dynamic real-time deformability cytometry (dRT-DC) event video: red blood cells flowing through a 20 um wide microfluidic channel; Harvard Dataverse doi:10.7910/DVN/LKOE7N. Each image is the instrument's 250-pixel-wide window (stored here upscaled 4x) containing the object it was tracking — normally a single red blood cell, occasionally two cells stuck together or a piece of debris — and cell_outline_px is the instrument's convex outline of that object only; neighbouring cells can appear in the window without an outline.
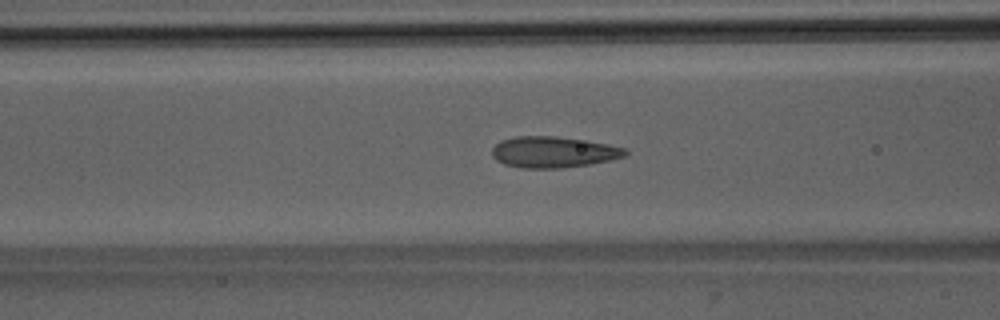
{"species": "Egyptian fruit bat (a non-hibernating species)", "species_latin": "Rousettus aegyptiacus", "temperature_condition": "room temperature", "stored_images_in_passage": 47, "camera_frame_rate_fps": 3000, "um_per_image_px": 0.085, "animal": {"sex": "male"}, "frame": {"image": 1, "passage_image": 20, "time_ms": 6.333, "image_size_px": [1000, 320], "cell_outline_px": [[628, 152], [624, 156], [608, 160], [588, 164], [564, 168], [524, 168], [504, 164], [496, 160], [492, 156], [492, 148], [500, 140], [516, 136], [556, 136], [588, 140], [608, 144], [624, 148]], "centroid_in_image_um": [47.0, 12.92], "position_along_channel_um": 119.6, "area_um2": 24.16}}
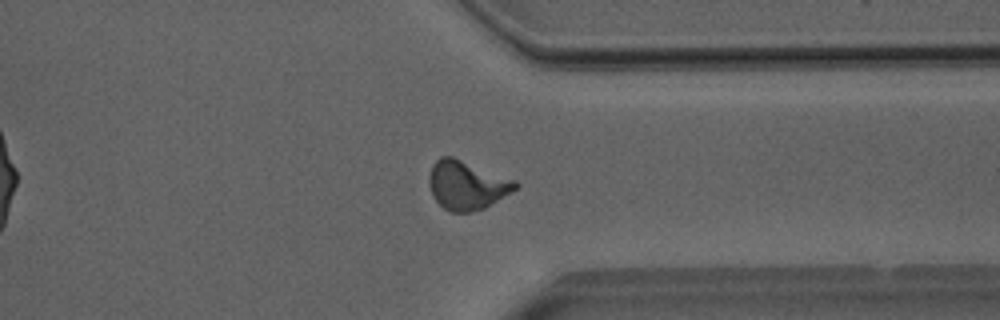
{"frame": {"image": 2, "passage_image": 39, "time_ms": 12.667, "image_size_px": [1000, 320], "cell_outline_px": [[520, 184], [512, 192], [484, 208], [468, 212], [448, 212], [432, 196], [428, 180], [432, 164], [440, 156], [452, 156], [516, 180]], "centroid_in_image_um": [39.67, 15.73], "position_along_channel_um": 371.7, "area_um2": 24.57}}
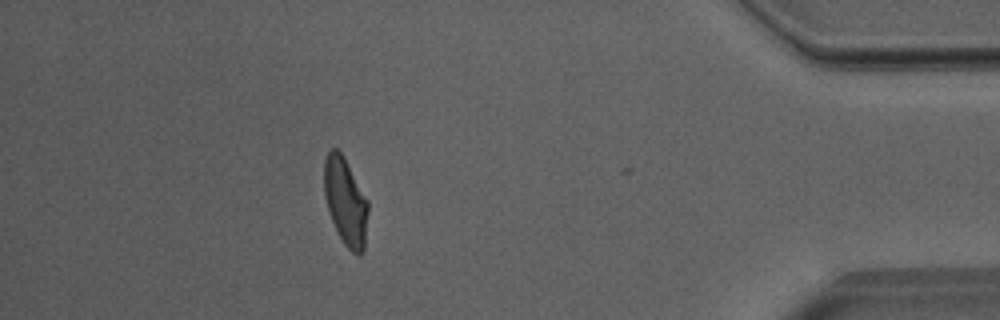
{"frame": {"image": 3, "passage_image": 45, "time_ms": 14.667, "image_size_px": [1000, 320], "cell_outline_px": [[368, 212], [364, 252], [360, 256], [352, 252], [344, 244], [328, 212], [324, 196], [324, 160], [328, 152], [332, 148], [336, 148], [344, 156], [368, 200]], "centroid_in_image_um": [29.37, 17.13], "position_along_channel_um": 405.8, "area_um2": 22.54}, "authors_computed_cell_mechanics": {"area_um2": 23.3512, "velocity_mm_per_s": 4.0059, "shape_relaxation_time_tau1_ms": 6.6722, "shape_relaxation_time_tau2_ms": 0.9994, "deformation_change_tau1": 0.1868, "deformation_change_tau2": 0.0767}}